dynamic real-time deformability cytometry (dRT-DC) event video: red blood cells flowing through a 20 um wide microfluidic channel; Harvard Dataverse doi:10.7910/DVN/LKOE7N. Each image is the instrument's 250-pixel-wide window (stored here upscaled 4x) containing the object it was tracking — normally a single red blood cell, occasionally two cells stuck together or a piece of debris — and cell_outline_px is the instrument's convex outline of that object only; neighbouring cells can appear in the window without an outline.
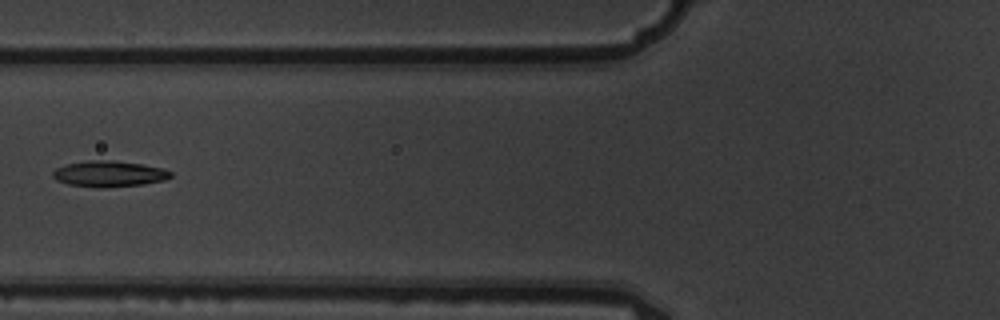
{"species": "common noctule bat (a hibernating species)", "species_latin": "Nyctalus noctula", "temperature_condition": "warm", "stored_images_in_passage": 8, "camera_frame_rate_fps": 3000, "um_per_image_px": 0.085, "animal": {"sex": "male", "body_mass_g": 19.5, "forearm_length_mm": 54.6}, "frame": {"image": 1, "passage_image": 7, "time_ms": 2.0, "image_size_px": [1000, 320], "cell_outline_px": [[172, 176], [164, 180], [144, 184], [104, 188], [96, 188], [68, 184], [56, 180], [52, 176], [52, 172], [56, 168], [64, 164], [88, 160], [116, 160], [164, 168], [172, 172]], "centroid_in_image_um": [9.25, 14.77], "position_along_channel_um": 116.5, "area_um2": 18.09}}
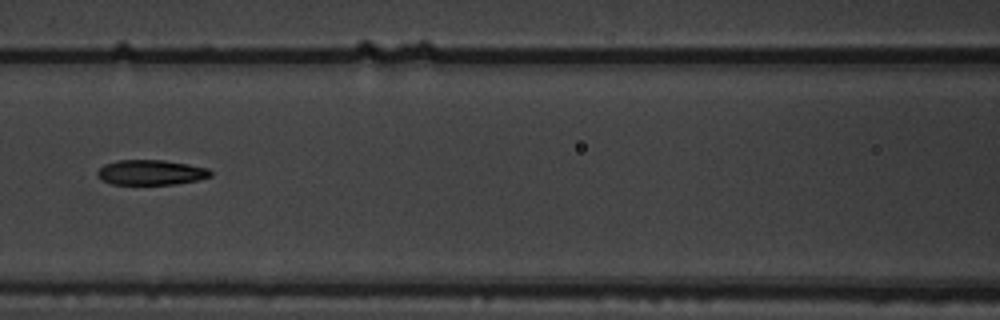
{"frame": {"image": 2, "passage_image": 8, "time_ms": 2.333, "image_size_px": [1000, 320], "cell_outline_px": [[212, 176], [196, 180], [176, 184], [112, 184], [100, 180], [96, 176], [96, 172], [104, 164], [120, 160], [164, 160], [188, 164], [208, 168], [212, 172]], "centroid_in_image_um": [12.8, 14.65], "position_along_channel_um": 153.8, "area_um2": 16.59}}